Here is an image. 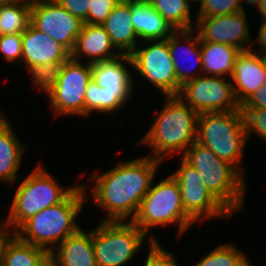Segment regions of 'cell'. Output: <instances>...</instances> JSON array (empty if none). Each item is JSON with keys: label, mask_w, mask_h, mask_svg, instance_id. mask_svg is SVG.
Wrapping results in <instances>:
<instances>
[{"label": "cell", "mask_w": 266, "mask_h": 266, "mask_svg": "<svg viewBox=\"0 0 266 266\" xmlns=\"http://www.w3.org/2000/svg\"><path fill=\"white\" fill-rule=\"evenodd\" d=\"M162 163L148 155L139 156L91 175L92 188L85 182L82 185L85 192H91L92 203L105 211L103 221H132Z\"/></svg>", "instance_id": "6da1fadb"}, {"label": "cell", "mask_w": 266, "mask_h": 266, "mask_svg": "<svg viewBox=\"0 0 266 266\" xmlns=\"http://www.w3.org/2000/svg\"><path fill=\"white\" fill-rule=\"evenodd\" d=\"M165 103L139 145L150 148L145 154L162 162L179 154L181 157L196 141L198 113L179 96H163ZM156 116V117H155Z\"/></svg>", "instance_id": "7a4b0ae2"}, {"label": "cell", "mask_w": 266, "mask_h": 266, "mask_svg": "<svg viewBox=\"0 0 266 266\" xmlns=\"http://www.w3.org/2000/svg\"><path fill=\"white\" fill-rule=\"evenodd\" d=\"M88 197V192H85L81 183L62 202L45 208L26 220L14 234L22 241L51 253L82 227L78 215L86 207Z\"/></svg>", "instance_id": "3957f363"}, {"label": "cell", "mask_w": 266, "mask_h": 266, "mask_svg": "<svg viewBox=\"0 0 266 266\" xmlns=\"http://www.w3.org/2000/svg\"><path fill=\"white\" fill-rule=\"evenodd\" d=\"M182 157L199 172L206 188L232 215L243 211L248 186L246 175L197 141Z\"/></svg>", "instance_id": "277c9868"}, {"label": "cell", "mask_w": 266, "mask_h": 266, "mask_svg": "<svg viewBox=\"0 0 266 266\" xmlns=\"http://www.w3.org/2000/svg\"><path fill=\"white\" fill-rule=\"evenodd\" d=\"M143 197L139 210L132 222L153 242H159L151 229L155 227L177 226V238L196 224L184 211L178 181L171 175L156 181Z\"/></svg>", "instance_id": "5b68a950"}, {"label": "cell", "mask_w": 266, "mask_h": 266, "mask_svg": "<svg viewBox=\"0 0 266 266\" xmlns=\"http://www.w3.org/2000/svg\"><path fill=\"white\" fill-rule=\"evenodd\" d=\"M36 164L29 175L23 177L9 202L6 221L15 232L26 220L45 208L62 202L79 184L65 188L44 165Z\"/></svg>", "instance_id": "8992f818"}, {"label": "cell", "mask_w": 266, "mask_h": 266, "mask_svg": "<svg viewBox=\"0 0 266 266\" xmlns=\"http://www.w3.org/2000/svg\"><path fill=\"white\" fill-rule=\"evenodd\" d=\"M196 141L245 174L242 160L249 142L242 130L237 110L199 114Z\"/></svg>", "instance_id": "52a82bcc"}, {"label": "cell", "mask_w": 266, "mask_h": 266, "mask_svg": "<svg viewBox=\"0 0 266 266\" xmlns=\"http://www.w3.org/2000/svg\"><path fill=\"white\" fill-rule=\"evenodd\" d=\"M92 241L97 266H128L145 241L154 243L132 221L103 220L92 228Z\"/></svg>", "instance_id": "ba28073f"}, {"label": "cell", "mask_w": 266, "mask_h": 266, "mask_svg": "<svg viewBox=\"0 0 266 266\" xmlns=\"http://www.w3.org/2000/svg\"><path fill=\"white\" fill-rule=\"evenodd\" d=\"M92 79V64L66 60L53 88L46 94L52 116H79L85 118V92Z\"/></svg>", "instance_id": "9c48e42d"}, {"label": "cell", "mask_w": 266, "mask_h": 266, "mask_svg": "<svg viewBox=\"0 0 266 266\" xmlns=\"http://www.w3.org/2000/svg\"><path fill=\"white\" fill-rule=\"evenodd\" d=\"M142 44V46H141ZM145 45V46H144ZM133 72L163 96H178L181 84L172 62L168 39L144 41L130 54Z\"/></svg>", "instance_id": "30bf717a"}, {"label": "cell", "mask_w": 266, "mask_h": 266, "mask_svg": "<svg viewBox=\"0 0 266 266\" xmlns=\"http://www.w3.org/2000/svg\"><path fill=\"white\" fill-rule=\"evenodd\" d=\"M171 175L178 181L184 211L195 222L228 219L233 215L206 188L199 172L183 157Z\"/></svg>", "instance_id": "8fae6325"}, {"label": "cell", "mask_w": 266, "mask_h": 266, "mask_svg": "<svg viewBox=\"0 0 266 266\" xmlns=\"http://www.w3.org/2000/svg\"><path fill=\"white\" fill-rule=\"evenodd\" d=\"M178 96L198 114L237 110L231 78L200 75L181 86Z\"/></svg>", "instance_id": "7c38bea8"}, {"label": "cell", "mask_w": 266, "mask_h": 266, "mask_svg": "<svg viewBox=\"0 0 266 266\" xmlns=\"http://www.w3.org/2000/svg\"><path fill=\"white\" fill-rule=\"evenodd\" d=\"M31 24L71 52L84 22L56 0H31Z\"/></svg>", "instance_id": "4fadbf2b"}, {"label": "cell", "mask_w": 266, "mask_h": 266, "mask_svg": "<svg viewBox=\"0 0 266 266\" xmlns=\"http://www.w3.org/2000/svg\"><path fill=\"white\" fill-rule=\"evenodd\" d=\"M246 13V10H242L222 16L197 17L194 29L201 42L224 43L246 51L249 50L252 39Z\"/></svg>", "instance_id": "5bb4252c"}, {"label": "cell", "mask_w": 266, "mask_h": 266, "mask_svg": "<svg viewBox=\"0 0 266 266\" xmlns=\"http://www.w3.org/2000/svg\"><path fill=\"white\" fill-rule=\"evenodd\" d=\"M200 43L201 38L195 29L176 30L168 38L172 62L181 85L202 75Z\"/></svg>", "instance_id": "9a60e30c"}, {"label": "cell", "mask_w": 266, "mask_h": 266, "mask_svg": "<svg viewBox=\"0 0 266 266\" xmlns=\"http://www.w3.org/2000/svg\"><path fill=\"white\" fill-rule=\"evenodd\" d=\"M131 70L133 64L130 55H121L113 60L92 63V79L104 90L117 92V97L128 105L131 104L128 101L133 99V88L136 86Z\"/></svg>", "instance_id": "2e32d148"}, {"label": "cell", "mask_w": 266, "mask_h": 266, "mask_svg": "<svg viewBox=\"0 0 266 266\" xmlns=\"http://www.w3.org/2000/svg\"><path fill=\"white\" fill-rule=\"evenodd\" d=\"M231 82L237 103L245 102L266 83V55L241 51L235 59Z\"/></svg>", "instance_id": "e0dca14e"}, {"label": "cell", "mask_w": 266, "mask_h": 266, "mask_svg": "<svg viewBox=\"0 0 266 266\" xmlns=\"http://www.w3.org/2000/svg\"><path fill=\"white\" fill-rule=\"evenodd\" d=\"M122 54L115 48L110 35L102 25L83 24L81 32L75 40L70 57L87 63H95L116 59Z\"/></svg>", "instance_id": "ac0fdd59"}, {"label": "cell", "mask_w": 266, "mask_h": 266, "mask_svg": "<svg viewBox=\"0 0 266 266\" xmlns=\"http://www.w3.org/2000/svg\"><path fill=\"white\" fill-rule=\"evenodd\" d=\"M70 52L49 35L36 29L32 24L22 33V63L25 70L33 65L64 63Z\"/></svg>", "instance_id": "d6986e66"}, {"label": "cell", "mask_w": 266, "mask_h": 266, "mask_svg": "<svg viewBox=\"0 0 266 266\" xmlns=\"http://www.w3.org/2000/svg\"><path fill=\"white\" fill-rule=\"evenodd\" d=\"M19 138L5 113L0 111V181L9 187L19 180L22 157L27 150Z\"/></svg>", "instance_id": "ffe728a7"}, {"label": "cell", "mask_w": 266, "mask_h": 266, "mask_svg": "<svg viewBox=\"0 0 266 266\" xmlns=\"http://www.w3.org/2000/svg\"><path fill=\"white\" fill-rule=\"evenodd\" d=\"M131 18L139 41L166 40L174 28L147 0H130Z\"/></svg>", "instance_id": "44dd1931"}, {"label": "cell", "mask_w": 266, "mask_h": 266, "mask_svg": "<svg viewBox=\"0 0 266 266\" xmlns=\"http://www.w3.org/2000/svg\"><path fill=\"white\" fill-rule=\"evenodd\" d=\"M54 266H97L92 229L80 228L75 234L68 236L52 252Z\"/></svg>", "instance_id": "7402d4cb"}, {"label": "cell", "mask_w": 266, "mask_h": 266, "mask_svg": "<svg viewBox=\"0 0 266 266\" xmlns=\"http://www.w3.org/2000/svg\"><path fill=\"white\" fill-rule=\"evenodd\" d=\"M131 20L130 0H121L102 24L122 55H130L140 42Z\"/></svg>", "instance_id": "603a6c76"}, {"label": "cell", "mask_w": 266, "mask_h": 266, "mask_svg": "<svg viewBox=\"0 0 266 266\" xmlns=\"http://www.w3.org/2000/svg\"><path fill=\"white\" fill-rule=\"evenodd\" d=\"M202 75L231 78L238 48L217 42H201Z\"/></svg>", "instance_id": "cb8c5ba5"}, {"label": "cell", "mask_w": 266, "mask_h": 266, "mask_svg": "<svg viewBox=\"0 0 266 266\" xmlns=\"http://www.w3.org/2000/svg\"><path fill=\"white\" fill-rule=\"evenodd\" d=\"M31 24V0L0 2V35L22 34Z\"/></svg>", "instance_id": "d4e9b609"}, {"label": "cell", "mask_w": 266, "mask_h": 266, "mask_svg": "<svg viewBox=\"0 0 266 266\" xmlns=\"http://www.w3.org/2000/svg\"><path fill=\"white\" fill-rule=\"evenodd\" d=\"M159 14L174 28V30H190L195 28V3L192 0H147ZM193 6V11H191ZM192 16V17H191Z\"/></svg>", "instance_id": "484cf974"}, {"label": "cell", "mask_w": 266, "mask_h": 266, "mask_svg": "<svg viewBox=\"0 0 266 266\" xmlns=\"http://www.w3.org/2000/svg\"><path fill=\"white\" fill-rule=\"evenodd\" d=\"M47 254L45 249L26 243L14 234L4 247L0 266H35Z\"/></svg>", "instance_id": "4316f807"}, {"label": "cell", "mask_w": 266, "mask_h": 266, "mask_svg": "<svg viewBox=\"0 0 266 266\" xmlns=\"http://www.w3.org/2000/svg\"><path fill=\"white\" fill-rule=\"evenodd\" d=\"M125 104L117 97V92H109L98 86V84L90 80L85 92V117L93 112L96 114H112L118 110L125 108Z\"/></svg>", "instance_id": "83f0119b"}, {"label": "cell", "mask_w": 266, "mask_h": 266, "mask_svg": "<svg viewBox=\"0 0 266 266\" xmlns=\"http://www.w3.org/2000/svg\"><path fill=\"white\" fill-rule=\"evenodd\" d=\"M246 255L232 242L221 243L201 257L202 259L200 258V261L194 266H253L250 258Z\"/></svg>", "instance_id": "f1b7e54d"}, {"label": "cell", "mask_w": 266, "mask_h": 266, "mask_svg": "<svg viewBox=\"0 0 266 266\" xmlns=\"http://www.w3.org/2000/svg\"><path fill=\"white\" fill-rule=\"evenodd\" d=\"M237 112L248 141L255 135L266 143V108L252 107L242 102L238 104Z\"/></svg>", "instance_id": "f546056e"}, {"label": "cell", "mask_w": 266, "mask_h": 266, "mask_svg": "<svg viewBox=\"0 0 266 266\" xmlns=\"http://www.w3.org/2000/svg\"><path fill=\"white\" fill-rule=\"evenodd\" d=\"M63 63L37 64L30 67L27 71L31 76V83L35 90L43 91L47 94L56 83Z\"/></svg>", "instance_id": "4dcf8cb0"}, {"label": "cell", "mask_w": 266, "mask_h": 266, "mask_svg": "<svg viewBox=\"0 0 266 266\" xmlns=\"http://www.w3.org/2000/svg\"><path fill=\"white\" fill-rule=\"evenodd\" d=\"M195 5L198 7L195 8L196 17L222 16L242 11L240 0H197Z\"/></svg>", "instance_id": "1f68e13d"}, {"label": "cell", "mask_w": 266, "mask_h": 266, "mask_svg": "<svg viewBox=\"0 0 266 266\" xmlns=\"http://www.w3.org/2000/svg\"><path fill=\"white\" fill-rule=\"evenodd\" d=\"M0 56L12 64L22 63V34L0 35Z\"/></svg>", "instance_id": "d6a6232c"}, {"label": "cell", "mask_w": 266, "mask_h": 266, "mask_svg": "<svg viewBox=\"0 0 266 266\" xmlns=\"http://www.w3.org/2000/svg\"><path fill=\"white\" fill-rule=\"evenodd\" d=\"M148 249L143 266H182L173 252L166 250L160 242H154Z\"/></svg>", "instance_id": "836d02e7"}, {"label": "cell", "mask_w": 266, "mask_h": 266, "mask_svg": "<svg viewBox=\"0 0 266 266\" xmlns=\"http://www.w3.org/2000/svg\"><path fill=\"white\" fill-rule=\"evenodd\" d=\"M121 0H92L88 16L83 21L85 24L102 25L113 8Z\"/></svg>", "instance_id": "e575fe53"}, {"label": "cell", "mask_w": 266, "mask_h": 266, "mask_svg": "<svg viewBox=\"0 0 266 266\" xmlns=\"http://www.w3.org/2000/svg\"><path fill=\"white\" fill-rule=\"evenodd\" d=\"M63 8L69 11L72 15L77 16L84 21L91 8L92 0H56Z\"/></svg>", "instance_id": "d590c367"}, {"label": "cell", "mask_w": 266, "mask_h": 266, "mask_svg": "<svg viewBox=\"0 0 266 266\" xmlns=\"http://www.w3.org/2000/svg\"><path fill=\"white\" fill-rule=\"evenodd\" d=\"M257 33L258 34H256V38L251 40L249 50L255 53L266 55V21H261V25L259 26Z\"/></svg>", "instance_id": "8d00e7d4"}, {"label": "cell", "mask_w": 266, "mask_h": 266, "mask_svg": "<svg viewBox=\"0 0 266 266\" xmlns=\"http://www.w3.org/2000/svg\"><path fill=\"white\" fill-rule=\"evenodd\" d=\"M245 103L252 107L266 108V83L257 89Z\"/></svg>", "instance_id": "74e56055"}, {"label": "cell", "mask_w": 266, "mask_h": 266, "mask_svg": "<svg viewBox=\"0 0 266 266\" xmlns=\"http://www.w3.org/2000/svg\"><path fill=\"white\" fill-rule=\"evenodd\" d=\"M14 231L7 223L6 219H0V264L6 243L12 238Z\"/></svg>", "instance_id": "f35d334b"}, {"label": "cell", "mask_w": 266, "mask_h": 266, "mask_svg": "<svg viewBox=\"0 0 266 266\" xmlns=\"http://www.w3.org/2000/svg\"><path fill=\"white\" fill-rule=\"evenodd\" d=\"M35 266H54V261L51 253H48L37 265Z\"/></svg>", "instance_id": "ab89813d"}, {"label": "cell", "mask_w": 266, "mask_h": 266, "mask_svg": "<svg viewBox=\"0 0 266 266\" xmlns=\"http://www.w3.org/2000/svg\"><path fill=\"white\" fill-rule=\"evenodd\" d=\"M256 12H258L261 17H259L260 21H266V0H262Z\"/></svg>", "instance_id": "60d3db41"}, {"label": "cell", "mask_w": 266, "mask_h": 266, "mask_svg": "<svg viewBox=\"0 0 266 266\" xmlns=\"http://www.w3.org/2000/svg\"><path fill=\"white\" fill-rule=\"evenodd\" d=\"M262 0H240L241 6H242V10H246L247 8L244 9L245 4H248L251 7H258L260 6Z\"/></svg>", "instance_id": "b9f144b4"}, {"label": "cell", "mask_w": 266, "mask_h": 266, "mask_svg": "<svg viewBox=\"0 0 266 266\" xmlns=\"http://www.w3.org/2000/svg\"><path fill=\"white\" fill-rule=\"evenodd\" d=\"M4 1H13V0H0V2H4Z\"/></svg>", "instance_id": "7bdbcfd3"}]
</instances>
